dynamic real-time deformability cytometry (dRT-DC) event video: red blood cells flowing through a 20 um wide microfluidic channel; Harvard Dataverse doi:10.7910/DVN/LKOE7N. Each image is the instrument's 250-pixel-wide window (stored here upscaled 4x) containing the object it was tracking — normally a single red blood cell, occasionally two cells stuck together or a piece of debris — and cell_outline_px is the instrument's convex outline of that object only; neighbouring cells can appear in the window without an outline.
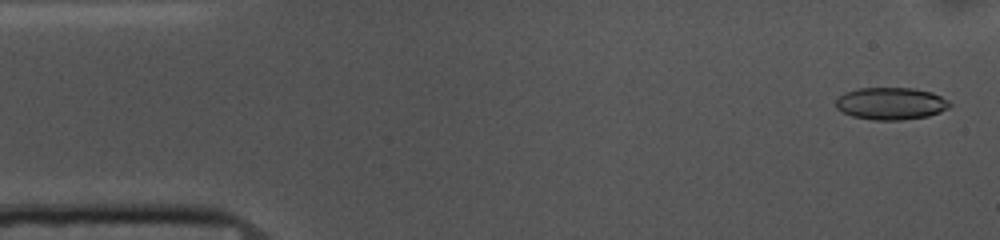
{"species": "common noctule bat (a hibernating species)", "species_latin": "Nyctalus noctula", "temperature_condition": "cold", "stored_images_in_passage": 53, "camera_frame_rate_fps": 3000, "um_per_image_px": 0.085, "animal": {"sex": "female", "body_mass_g": 10.0, "forearm_length_mm": 53.1}, "frame": {"image": 1, "passage_image": 2, "time_ms": 0.333, "image_size_px": [1000, 240], "cell_outline_px": [[952, 104], [948, 108], [940, 112], [928, 116], [900, 120], [876, 120], [852, 116], [836, 108], [836, 100], [844, 92], [860, 88], [912, 88], [932, 92], [948, 100]], "centroid_in_image_um": [75.74, 8.8], "position_along_channel_um": 9.3, "area_um2": 21.33}}
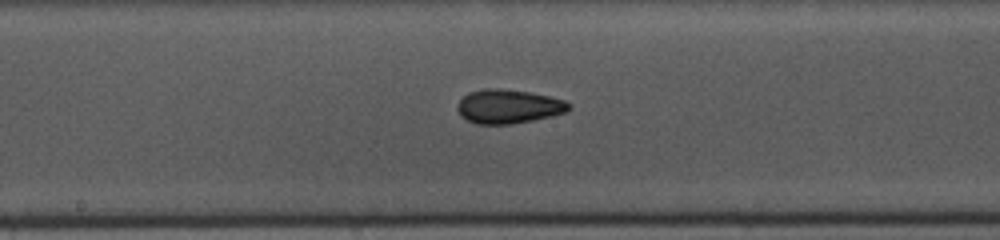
{"frame": {"image": 2, "passage_image": 26, "time_ms": 8.333, "image_size_px": [1000, 240], "cell_outline_px": [[572, 108], [568, 112], [552, 116], [512, 124], [476, 124], [460, 116], [456, 108], [456, 104], [468, 92], [484, 88], [500, 88], [528, 92], [548, 96], [564, 100], [572, 104]], "centroid_in_image_um": [43.22, 9.05], "position_along_channel_um": 205.0, "area_um2": 22.31}}
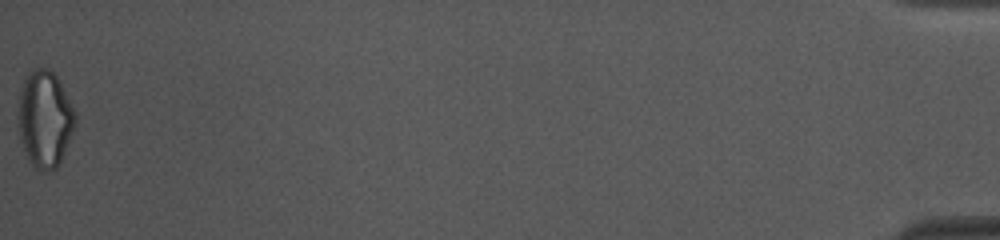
{"frame": {"image": 3, "passage_image": 53, "time_ms": 17.333, "image_size_px": [1000, 240], "cell_outline_px": [[76, 124], [60, 160], [56, 168], [48, 172], [44, 172], [36, 168], [28, 160], [24, 152], [20, 140], [20, 88], [28, 72], [32, 68], [48, 68], [56, 76], [76, 112]], "centroid_in_image_um": [3.82, 10.11], "position_along_channel_um": 431.4, "area_um2": 31.73}, "authors_computed_cell_mechanics": {"area_um2": 21.6172, "velocity_mm_per_s": 3.7125, "shape_relaxation_time_tau1_ms": 7.5648, "shape_relaxation_time_tau2_ms": 3.4638, "deformation_change_tau1": 0.1451, "deformation_change_tau2": 0.1027}}